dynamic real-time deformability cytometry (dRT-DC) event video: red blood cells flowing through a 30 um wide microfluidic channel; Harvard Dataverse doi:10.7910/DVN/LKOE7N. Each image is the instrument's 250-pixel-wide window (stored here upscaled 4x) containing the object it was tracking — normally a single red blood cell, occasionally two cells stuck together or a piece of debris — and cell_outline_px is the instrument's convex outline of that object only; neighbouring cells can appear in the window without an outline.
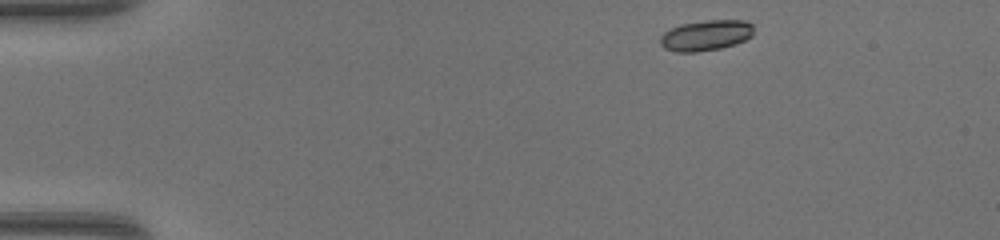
{"species": "common noctule bat (a hibernating species)", "species_latin": "Nyctalus noctula", "temperature_condition": "warm", "stored_images_in_passage": 42, "camera_frame_rate_fps": 3000, "um_per_image_px": 0.085, "animal": {"sex": "female", "body_mass_g": 17.0, "forearm_length_mm": 48.0}, "frame": {"image": 1, "passage_image": 1, "time_ms": 0.0, "image_size_px": [1000, 240], "cell_outline_px": [[752, 36], [736, 44], [720, 48], [696, 52], [676, 52], [664, 48], [660, 44], [660, 36], [664, 32], [680, 24], [708, 20], [744, 20], [752, 24]], "centroid_in_image_um": [59.98, 3.01], "position_along_channel_um": 25.0, "area_um2": 16.65}}
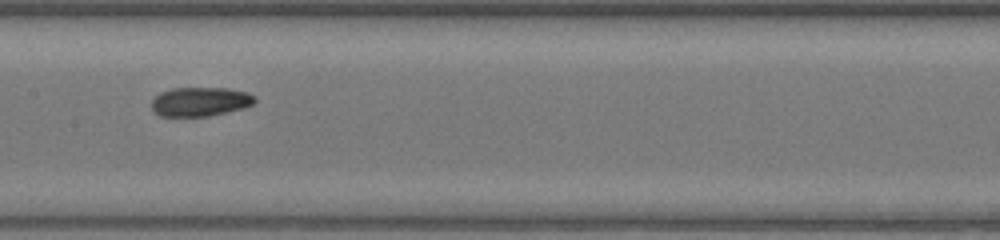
{"frame": {"image": 2, "passage_image": 19, "time_ms": 6.0, "image_size_px": [1000, 240], "cell_outline_px": [[256, 100], [252, 104], [244, 108], [208, 116], [160, 116], [152, 108], [152, 100], [160, 92], [172, 88], [228, 88], [244, 92], [256, 96]], "centroid_in_image_um": [17.02, 8.64], "position_along_channel_um": 190.4, "area_um2": 17.4}}
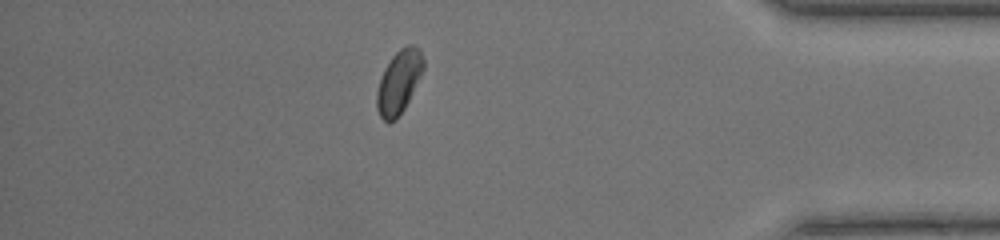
{"frame": {"image": 3, "passage_image": 36, "time_ms": 11.667, "image_size_px": [1000, 240], "cell_outline_px": [[424, 68], [404, 108], [396, 120], [388, 124], [380, 116], [376, 108], [376, 92], [384, 68], [392, 56], [400, 48], [408, 44], [412, 44], [420, 48], [424, 60]], "centroid_in_image_um": [33.89, 6.95], "position_along_channel_um": 401.3, "area_um2": 17.17}, "authors_computed_cell_mechanics": {"area_um2": 17.1955, "velocity_mm_per_s": 4.3258, "shape_relaxation_time_tau1_ms": 7.0636, "shape_relaxation_time_tau2_ms": 2.3744, "deformation_change_tau1": 0.1514, "deformation_change_tau2": 0.052}}